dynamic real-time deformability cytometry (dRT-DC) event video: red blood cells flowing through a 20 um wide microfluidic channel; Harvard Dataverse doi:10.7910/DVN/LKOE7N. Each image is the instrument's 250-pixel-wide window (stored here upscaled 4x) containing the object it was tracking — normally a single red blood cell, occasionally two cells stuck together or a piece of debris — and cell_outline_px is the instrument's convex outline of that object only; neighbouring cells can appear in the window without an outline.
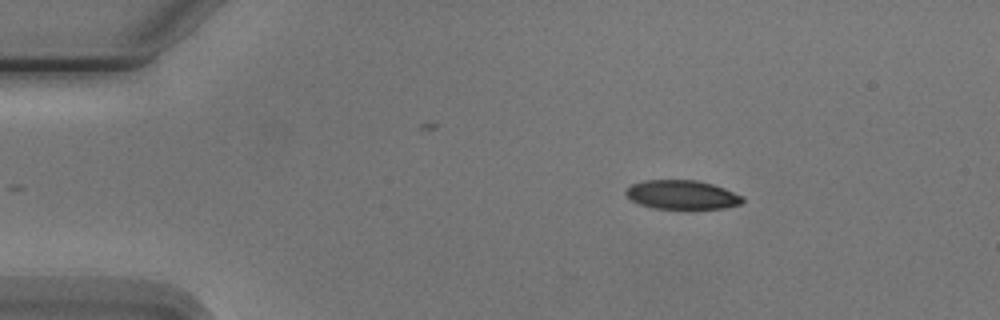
{"species": "Egyptian fruit bat (a non-hibernating species)", "species_latin": "Rousettus aegyptiacus", "temperature_condition": "cold", "stored_images_in_passage": 5, "camera_frame_rate_fps": 3000, "um_per_image_px": 0.085, "animal": {"sex": "male"}, "frame": {"image": 1, "passage_image": 2, "time_ms": 1.333, "image_size_px": [1000, 320], "cell_outline_px": [[744, 200], [740, 204], [724, 208], [656, 208], [640, 204], [632, 200], [624, 192], [632, 184], [644, 180], [696, 180], [712, 184], [724, 188], [744, 196]], "centroid_in_image_um": [57.99, 16.54], "position_along_channel_um": 27.0, "area_um2": 19.48}}
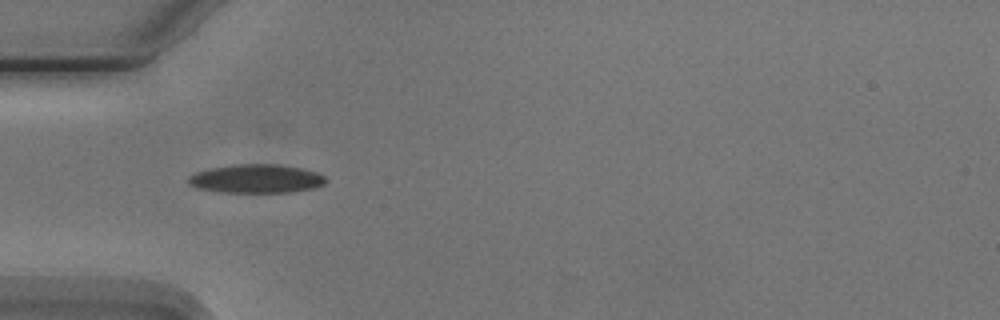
{"frame": {"image": 2, "passage_image": 4, "time_ms": 4.0, "image_size_px": [1000, 320], "cell_outline_px": [[328, 180], [324, 184], [316, 188], [292, 192], [220, 192], [196, 188], [188, 184], [188, 176], [196, 172], [212, 168], [236, 164], [276, 164], [300, 168], [316, 172], [324, 176]], "centroid_in_image_um": [21.79, 15.2], "position_along_channel_um": 63.2, "area_um2": 23.0}}
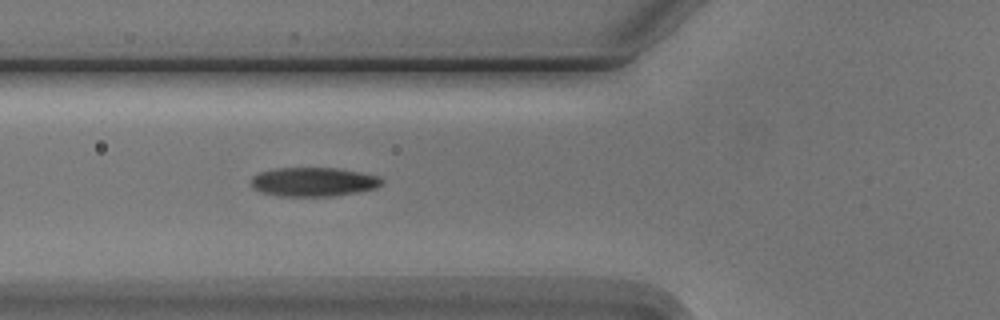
{"frame": {"image": 3, "passage_image": 5, "time_ms": 5.0, "image_size_px": [1000, 320], "cell_outline_px": [[384, 180], [376, 188], [360, 192], [336, 196], [280, 196], [260, 192], [252, 188], [252, 176], [260, 172], [276, 168], [336, 168], [360, 172], [380, 176]], "centroid_in_image_um": [26.66, 15.46], "position_along_channel_um": 99.1, "area_um2": 22.25}}